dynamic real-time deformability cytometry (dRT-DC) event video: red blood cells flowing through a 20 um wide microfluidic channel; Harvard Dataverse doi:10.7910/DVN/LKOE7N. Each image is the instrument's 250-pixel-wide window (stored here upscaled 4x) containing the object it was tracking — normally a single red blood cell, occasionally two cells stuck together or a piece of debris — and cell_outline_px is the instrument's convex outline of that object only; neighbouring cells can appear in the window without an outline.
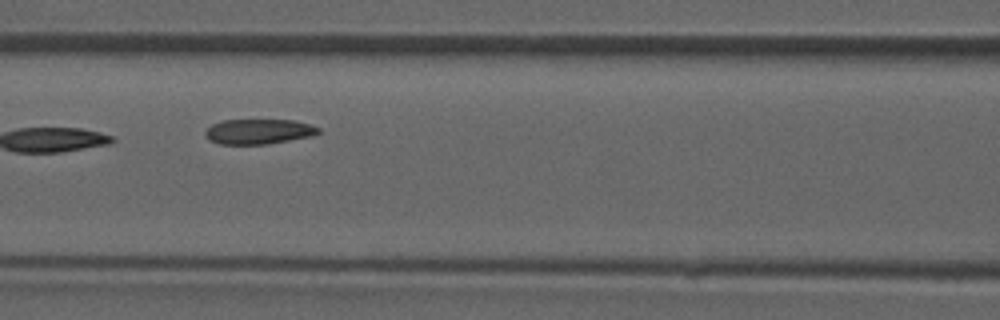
{"species": "common noctule bat (a hibernating species)", "species_latin": "Nyctalus noctula", "temperature_condition": "room temperature", "stored_images_in_passage": 8, "camera_frame_rate_fps": 3000, "um_per_image_px": 0.085, "animal": {"sex": "male", "forearm_length_mm": 52.5}, "frame": {"image": 1, "passage_image": 5, "time_ms": 4.667, "image_size_px": [1000, 320], "cell_outline_px": [[320, 132], [312, 136], [268, 144], [220, 144], [208, 140], [204, 132], [212, 124], [224, 120], [296, 120], [320, 128]], "centroid_in_image_um": [21.98, 11.18], "position_along_channel_um": 144.6, "area_um2": 16.53}}